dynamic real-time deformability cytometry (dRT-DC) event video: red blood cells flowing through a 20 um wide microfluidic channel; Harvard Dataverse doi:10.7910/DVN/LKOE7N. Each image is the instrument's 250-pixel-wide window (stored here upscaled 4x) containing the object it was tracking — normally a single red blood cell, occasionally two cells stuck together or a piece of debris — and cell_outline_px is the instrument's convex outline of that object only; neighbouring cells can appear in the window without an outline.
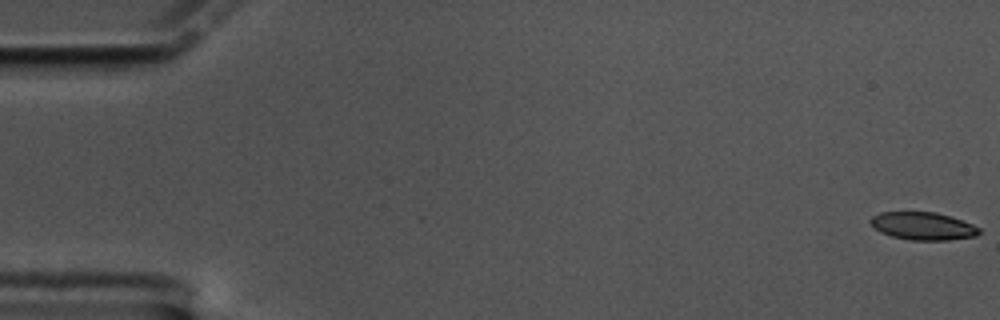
{"species": "common noctule bat (a hibernating species)", "species_latin": "Nyctalus noctula", "temperature_condition": "cold", "stored_images_in_passage": 60, "camera_frame_rate_fps": 3000, "um_per_image_px": 0.085, "animal": {"sex": "male", "body_mass_g": 17.5, "forearm_length_mm": 52.3}, "frame": {"image": 1, "passage_image": 1, "time_ms": 0.0, "image_size_px": [1000, 320], "cell_outline_px": [[980, 232], [976, 236], [948, 240], [908, 240], [892, 236], [880, 232], [868, 220], [872, 216], [880, 212], [936, 212], [972, 224], [980, 228]], "centroid_in_image_um": [78.43, 19.21], "position_along_channel_um": 6.6, "area_um2": 17.46}}
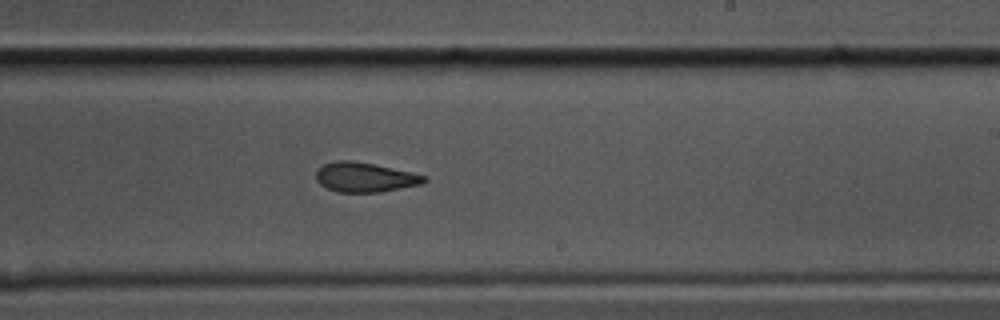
{"frame": {"image": 2, "passage_image": 36, "time_ms": 11.667, "image_size_px": [1000, 320], "cell_outline_px": [[428, 180], [420, 184], [380, 192], [336, 192], [320, 184], [316, 180], [316, 172], [324, 164], [336, 160], [352, 160], [372, 164], [428, 176]], "centroid_in_image_um": [31.0, 15.07], "position_along_channel_um": 258.0, "area_um2": 18.44}}
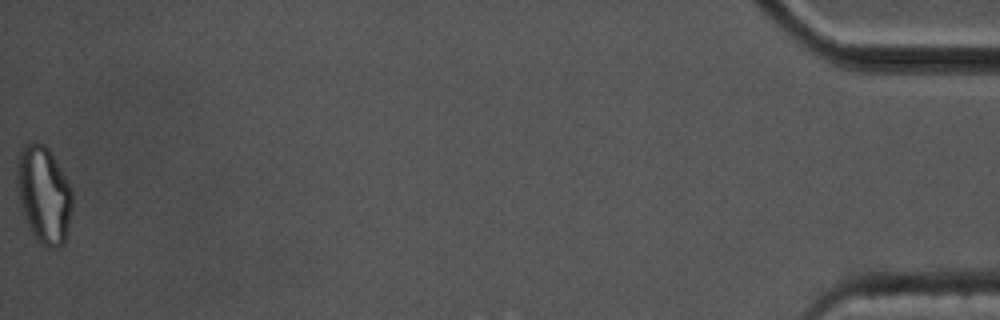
{"frame": {"image": 3, "passage_image": 60, "time_ms": 19.667, "image_size_px": [1000, 320], "cell_outline_px": [[72, 208], [68, 228], [64, 244], [56, 248], [48, 248], [36, 240], [28, 228], [20, 208], [16, 184], [16, 168], [20, 148], [24, 144], [32, 140], [36, 140], [44, 144], [48, 148], [72, 188]], "centroid_in_image_um": [3.69, 16.53], "position_along_channel_um": 431.5, "area_um2": 32.02}, "authors_computed_cell_mechanics": {"area_um2": 19.3919, "velocity_mm_per_s": 3.4058, "shape_relaxation_time_tau1_ms": null, "shape_relaxation_time_tau2_ms": 3.1252, "deformation_change_tau1": null, "deformation_change_tau2": 0.0954}}